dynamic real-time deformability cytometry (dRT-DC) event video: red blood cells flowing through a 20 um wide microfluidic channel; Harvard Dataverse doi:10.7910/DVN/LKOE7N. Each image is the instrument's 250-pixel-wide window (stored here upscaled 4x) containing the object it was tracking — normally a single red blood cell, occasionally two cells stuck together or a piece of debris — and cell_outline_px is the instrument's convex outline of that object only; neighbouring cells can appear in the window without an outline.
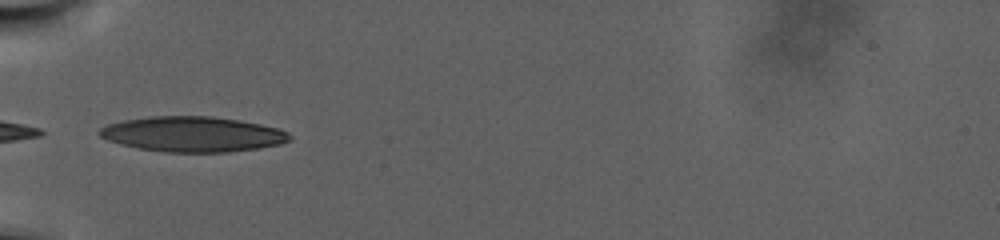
{"species": "human", "species_latin": "Homo sapiens", "temperature_condition": "warm", "stored_images_in_passage": 66, "camera_frame_rate_fps": 3000, "um_per_image_px": 0.085, "donor": {"sex": "male"}, "frame": {"image": 1, "passage_image": 1, "time_ms": 0.0, "image_size_px": [1000, 240], "cell_outline_px": [[292, 140], [280, 144], [260, 148], [228, 152], [164, 152], [140, 148], [120, 144], [108, 140], [100, 136], [96, 132], [100, 128], [108, 124], [124, 120], [148, 116], [212, 116], [240, 120], [280, 128], [288, 132], [292, 136]], "centroid_in_image_um": [16.41, 11.4], "position_along_channel_um": 68.6, "area_um2": 39.3}}
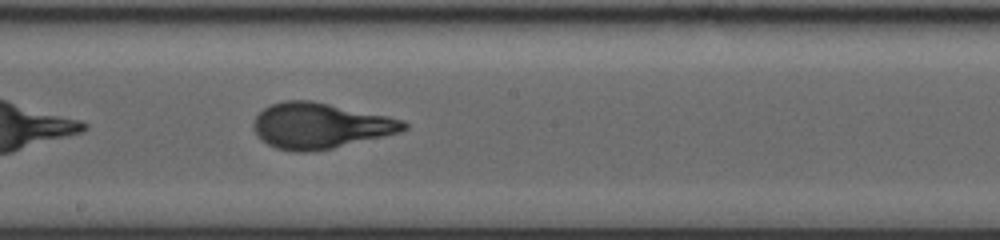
{"frame": {"image": 2, "passage_image": 24, "time_ms": 7.667, "image_size_px": [1000, 240], "cell_outline_px": [[408, 128], [400, 132], [384, 136], [332, 148], [308, 152], [292, 152], [276, 148], [268, 144], [256, 136], [252, 128], [252, 124], [256, 116], [264, 108], [272, 104], [284, 100], [312, 100], [388, 116], [404, 120], [408, 124]], "centroid_in_image_um": [27.19, 10.68], "position_along_channel_um": 221.0, "area_um2": 40.06}}
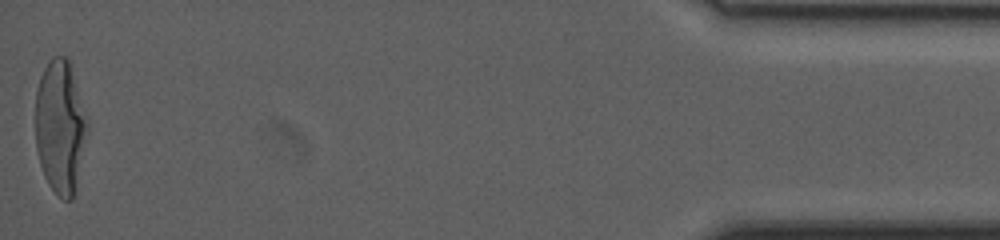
{"frame": {"image": 3, "passage_image": 66, "time_ms": 21.667, "image_size_px": [1000, 240], "cell_outline_px": [[88, 132], [72, 200], [64, 200], [48, 184], [44, 176], [40, 164], [36, 148], [36, 88], [40, 76], [44, 68], [52, 56], [68, 56], [88, 120]], "centroid_in_image_um": [5.12, 10.73], "position_along_channel_um": 430.1, "area_um2": 40.34}, "authors_computed_cell_mechanics": {"area_um2": 38.9283, "velocity_mm_per_s": 2.0509, "shape_relaxation_time_tau1_ms": 10.3252, "shape_relaxation_time_tau2_ms": null, "deformation_change_tau1": 0.2945, "deformation_change_tau2": null}}